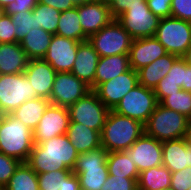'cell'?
Listing matches in <instances>:
<instances>
[{
  "instance_id": "obj_1",
  "label": "cell",
  "mask_w": 191,
  "mask_h": 190,
  "mask_svg": "<svg viewBox=\"0 0 191 190\" xmlns=\"http://www.w3.org/2000/svg\"><path fill=\"white\" fill-rule=\"evenodd\" d=\"M79 156L66 134L34 144L26 163L38 174L62 169L73 170Z\"/></svg>"
},
{
  "instance_id": "obj_2",
  "label": "cell",
  "mask_w": 191,
  "mask_h": 190,
  "mask_svg": "<svg viewBox=\"0 0 191 190\" xmlns=\"http://www.w3.org/2000/svg\"><path fill=\"white\" fill-rule=\"evenodd\" d=\"M144 132L140 121L110 110L100 133L101 146L107 152L126 151Z\"/></svg>"
},
{
  "instance_id": "obj_3",
  "label": "cell",
  "mask_w": 191,
  "mask_h": 190,
  "mask_svg": "<svg viewBox=\"0 0 191 190\" xmlns=\"http://www.w3.org/2000/svg\"><path fill=\"white\" fill-rule=\"evenodd\" d=\"M33 131L11 114L0 120V152L22 163L28 160L33 149Z\"/></svg>"
},
{
  "instance_id": "obj_4",
  "label": "cell",
  "mask_w": 191,
  "mask_h": 190,
  "mask_svg": "<svg viewBox=\"0 0 191 190\" xmlns=\"http://www.w3.org/2000/svg\"><path fill=\"white\" fill-rule=\"evenodd\" d=\"M107 155L102 146L79 154L72 172L77 175L81 190H101L109 176Z\"/></svg>"
},
{
  "instance_id": "obj_5",
  "label": "cell",
  "mask_w": 191,
  "mask_h": 190,
  "mask_svg": "<svg viewBox=\"0 0 191 190\" xmlns=\"http://www.w3.org/2000/svg\"><path fill=\"white\" fill-rule=\"evenodd\" d=\"M189 119L160 103L144 125L145 133L160 142L184 138Z\"/></svg>"
},
{
  "instance_id": "obj_6",
  "label": "cell",
  "mask_w": 191,
  "mask_h": 190,
  "mask_svg": "<svg viewBox=\"0 0 191 190\" xmlns=\"http://www.w3.org/2000/svg\"><path fill=\"white\" fill-rule=\"evenodd\" d=\"M38 97L24 73L0 74V114H10L27 100Z\"/></svg>"
},
{
  "instance_id": "obj_7",
  "label": "cell",
  "mask_w": 191,
  "mask_h": 190,
  "mask_svg": "<svg viewBox=\"0 0 191 190\" xmlns=\"http://www.w3.org/2000/svg\"><path fill=\"white\" fill-rule=\"evenodd\" d=\"M154 37L168 53L183 57L191 45V22L173 17L162 18Z\"/></svg>"
},
{
  "instance_id": "obj_8",
  "label": "cell",
  "mask_w": 191,
  "mask_h": 190,
  "mask_svg": "<svg viewBox=\"0 0 191 190\" xmlns=\"http://www.w3.org/2000/svg\"><path fill=\"white\" fill-rule=\"evenodd\" d=\"M100 57L129 54L133 42L131 35L113 19L105 27L88 38Z\"/></svg>"
},
{
  "instance_id": "obj_9",
  "label": "cell",
  "mask_w": 191,
  "mask_h": 190,
  "mask_svg": "<svg viewBox=\"0 0 191 190\" xmlns=\"http://www.w3.org/2000/svg\"><path fill=\"white\" fill-rule=\"evenodd\" d=\"M157 105L154 90L138 84L120 100L113 111L145 125Z\"/></svg>"
},
{
  "instance_id": "obj_10",
  "label": "cell",
  "mask_w": 191,
  "mask_h": 190,
  "mask_svg": "<svg viewBox=\"0 0 191 190\" xmlns=\"http://www.w3.org/2000/svg\"><path fill=\"white\" fill-rule=\"evenodd\" d=\"M70 122H77L101 133L110 111L92 90L68 107Z\"/></svg>"
},
{
  "instance_id": "obj_11",
  "label": "cell",
  "mask_w": 191,
  "mask_h": 190,
  "mask_svg": "<svg viewBox=\"0 0 191 190\" xmlns=\"http://www.w3.org/2000/svg\"><path fill=\"white\" fill-rule=\"evenodd\" d=\"M116 20L133 39L154 37L160 22V18L150 11L146 0L142 6L130 7Z\"/></svg>"
},
{
  "instance_id": "obj_12",
  "label": "cell",
  "mask_w": 191,
  "mask_h": 190,
  "mask_svg": "<svg viewBox=\"0 0 191 190\" xmlns=\"http://www.w3.org/2000/svg\"><path fill=\"white\" fill-rule=\"evenodd\" d=\"M90 86L71 72H58L55 75L49 101L52 105L69 107L91 92Z\"/></svg>"
},
{
  "instance_id": "obj_13",
  "label": "cell",
  "mask_w": 191,
  "mask_h": 190,
  "mask_svg": "<svg viewBox=\"0 0 191 190\" xmlns=\"http://www.w3.org/2000/svg\"><path fill=\"white\" fill-rule=\"evenodd\" d=\"M70 123L68 107L50 104L33 131L34 144L67 133Z\"/></svg>"
},
{
  "instance_id": "obj_14",
  "label": "cell",
  "mask_w": 191,
  "mask_h": 190,
  "mask_svg": "<svg viewBox=\"0 0 191 190\" xmlns=\"http://www.w3.org/2000/svg\"><path fill=\"white\" fill-rule=\"evenodd\" d=\"M124 152L133 159L139 173L162 165V142L145 132Z\"/></svg>"
},
{
  "instance_id": "obj_15",
  "label": "cell",
  "mask_w": 191,
  "mask_h": 190,
  "mask_svg": "<svg viewBox=\"0 0 191 190\" xmlns=\"http://www.w3.org/2000/svg\"><path fill=\"white\" fill-rule=\"evenodd\" d=\"M138 84L137 71L131 68L125 73L101 83L94 92L109 110H113L120 100Z\"/></svg>"
},
{
  "instance_id": "obj_16",
  "label": "cell",
  "mask_w": 191,
  "mask_h": 190,
  "mask_svg": "<svg viewBox=\"0 0 191 190\" xmlns=\"http://www.w3.org/2000/svg\"><path fill=\"white\" fill-rule=\"evenodd\" d=\"M80 43L54 34L43 60L48 62L57 73L71 72Z\"/></svg>"
},
{
  "instance_id": "obj_17",
  "label": "cell",
  "mask_w": 191,
  "mask_h": 190,
  "mask_svg": "<svg viewBox=\"0 0 191 190\" xmlns=\"http://www.w3.org/2000/svg\"><path fill=\"white\" fill-rule=\"evenodd\" d=\"M78 15L82 30L88 38L114 19L106 0H93L79 5Z\"/></svg>"
},
{
  "instance_id": "obj_18",
  "label": "cell",
  "mask_w": 191,
  "mask_h": 190,
  "mask_svg": "<svg viewBox=\"0 0 191 190\" xmlns=\"http://www.w3.org/2000/svg\"><path fill=\"white\" fill-rule=\"evenodd\" d=\"M166 54L165 47L155 37L133 39L129 51L130 67L137 71Z\"/></svg>"
},
{
  "instance_id": "obj_19",
  "label": "cell",
  "mask_w": 191,
  "mask_h": 190,
  "mask_svg": "<svg viewBox=\"0 0 191 190\" xmlns=\"http://www.w3.org/2000/svg\"><path fill=\"white\" fill-rule=\"evenodd\" d=\"M55 69L43 59H31L24 74L39 97L50 99L56 75Z\"/></svg>"
},
{
  "instance_id": "obj_20",
  "label": "cell",
  "mask_w": 191,
  "mask_h": 190,
  "mask_svg": "<svg viewBox=\"0 0 191 190\" xmlns=\"http://www.w3.org/2000/svg\"><path fill=\"white\" fill-rule=\"evenodd\" d=\"M99 59L100 56L88 40L81 42L78 45L75 62L73 64V69L71 70V73L90 86L93 91L94 77Z\"/></svg>"
},
{
  "instance_id": "obj_21",
  "label": "cell",
  "mask_w": 191,
  "mask_h": 190,
  "mask_svg": "<svg viewBox=\"0 0 191 190\" xmlns=\"http://www.w3.org/2000/svg\"><path fill=\"white\" fill-rule=\"evenodd\" d=\"M162 165L171 173L191 166V146L184 138L162 142Z\"/></svg>"
},
{
  "instance_id": "obj_22",
  "label": "cell",
  "mask_w": 191,
  "mask_h": 190,
  "mask_svg": "<svg viewBox=\"0 0 191 190\" xmlns=\"http://www.w3.org/2000/svg\"><path fill=\"white\" fill-rule=\"evenodd\" d=\"M29 60L19 42L0 44V74L24 73Z\"/></svg>"
},
{
  "instance_id": "obj_23",
  "label": "cell",
  "mask_w": 191,
  "mask_h": 190,
  "mask_svg": "<svg viewBox=\"0 0 191 190\" xmlns=\"http://www.w3.org/2000/svg\"><path fill=\"white\" fill-rule=\"evenodd\" d=\"M129 54L100 57L94 77V90L106 81L130 70Z\"/></svg>"
},
{
  "instance_id": "obj_24",
  "label": "cell",
  "mask_w": 191,
  "mask_h": 190,
  "mask_svg": "<svg viewBox=\"0 0 191 190\" xmlns=\"http://www.w3.org/2000/svg\"><path fill=\"white\" fill-rule=\"evenodd\" d=\"M177 58L178 56L168 53L137 70L139 84L154 90L159 81L167 75Z\"/></svg>"
},
{
  "instance_id": "obj_25",
  "label": "cell",
  "mask_w": 191,
  "mask_h": 190,
  "mask_svg": "<svg viewBox=\"0 0 191 190\" xmlns=\"http://www.w3.org/2000/svg\"><path fill=\"white\" fill-rule=\"evenodd\" d=\"M66 135L79 154L101 146L100 132L77 122H70Z\"/></svg>"
},
{
  "instance_id": "obj_26",
  "label": "cell",
  "mask_w": 191,
  "mask_h": 190,
  "mask_svg": "<svg viewBox=\"0 0 191 190\" xmlns=\"http://www.w3.org/2000/svg\"><path fill=\"white\" fill-rule=\"evenodd\" d=\"M53 34L42 28H32L19 42L28 58L43 59L49 48Z\"/></svg>"
},
{
  "instance_id": "obj_27",
  "label": "cell",
  "mask_w": 191,
  "mask_h": 190,
  "mask_svg": "<svg viewBox=\"0 0 191 190\" xmlns=\"http://www.w3.org/2000/svg\"><path fill=\"white\" fill-rule=\"evenodd\" d=\"M50 104L49 99L38 97L27 100L10 114L34 131Z\"/></svg>"
},
{
  "instance_id": "obj_28",
  "label": "cell",
  "mask_w": 191,
  "mask_h": 190,
  "mask_svg": "<svg viewBox=\"0 0 191 190\" xmlns=\"http://www.w3.org/2000/svg\"><path fill=\"white\" fill-rule=\"evenodd\" d=\"M170 186L171 172L163 165L140 172L137 179L138 190H161Z\"/></svg>"
},
{
  "instance_id": "obj_29",
  "label": "cell",
  "mask_w": 191,
  "mask_h": 190,
  "mask_svg": "<svg viewBox=\"0 0 191 190\" xmlns=\"http://www.w3.org/2000/svg\"><path fill=\"white\" fill-rule=\"evenodd\" d=\"M56 35L70 38L79 42L88 40L80 25L78 6L61 12Z\"/></svg>"
},
{
  "instance_id": "obj_30",
  "label": "cell",
  "mask_w": 191,
  "mask_h": 190,
  "mask_svg": "<svg viewBox=\"0 0 191 190\" xmlns=\"http://www.w3.org/2000/svg\"><path fill=\"white\" fill-rule=\"evenodd\" d=\"M108 174L113 176L138 178L139 171L133 159L124 152H108L107 155Z\"/></svg>"
},
{
  "instance_id": "obj_31",
  "label": "cell",
  "mask_w": 191,
  "mask_h": 190,
  "mask_svg": "<svg viewBox=\"0 0 191 190\" xmlns=\"http://www.w3.org/2000/svg\"><path fill=\"white\" fill-rule=\"evenodd\" d=\"M4 188L5 190H39L38 175L26 162L21 163Z\"/></svg>"
},
{
  "instance_id": "obj_32",
  "label": "cell",
  "mask_w": 191,
  "mask_h": 190,
  "mask_svg": "<svg viewBox=\"0 0 191 190\" xmlns=\"http://www.w3.org/2000/svg\"><path fill=\"white\" fill-rule=\"evenodd\" d=\"M32 13L35 16L36 29L42 28L53 35L56 34L61 15L60 11L49 5L38 2L33 8Z\"/></svg>"
},
{
  "instance_id": "obj_33",
  "label": "cell",
  "mask_w": 191,
  "mask_h": 190,
  "mask_svg": "<svg viewBox=\"0 0 191 190\" xmlns=\"http://www.w3.org/2000/svg\"><path fill=\"white\" fill-rule=\"evenodd\" d=\"M160 104L168 109L191 116V93L180 89L177 93L166 96Z\"/></svg>"
},
{
  "instance_id": "obj_34",
  "label": "cell",
  "mask_w": 191,
  "mask_h": 190,
  "mask_svg": "<svg viewBox=\"0 0 191 190\" xmlns=\"http://www.w3.org/2000/svg\"><path fill=\"white\" fill-rule=\"evenodd\" d=\"M69 169L38 173L39 190H63L64 178L70 173Z\"/></svg>"
},
{
  "instance_id": "obj_35",
  "label": "cell",
  "mask_w": 191,
  "mask_h": 190,
  "mask_svg": "<svg viewBox=\"0 0 191 190\" xmlns=\"http://www.w3.org/2000/svg\"><path fill=\"white\" fill-rule=\"evenodd\" d=\"M10 16L15 28L16 42H20L32 28L36 27L35 16L32 11L17 12Z\"/></svg>"
},
{
  "instance_id": "obj_36",
  "label": "cell",
  "mask_w": 191,
  "mask_h": 190,
  "mask_svg": "<svg viewBox=\"0 0 191 190\" xmlns=\"http://www.w3.org/2000/svg\"><path fill=\"white\" fill-rule=\"evenodd\" d=\"M22 162L0 152V186L5 187Z\"/></svg>"
},
{
  "instance_id": "obj_37",
  "label": "cell",
  "mask_w": 191,
  "mask_h": 190,
  "mask_svg": "<svg viewBox=\"0 0 191 190\" xmlns=\"http://www.w3.org/2000/svg\"><path fill=\"white\" fill-rule=\"evenodd\" d=\"M137 179L109 175L101 190H138Z\"/></svg>"
},
{
  "instance_id": "obj_38",
  "label": "cell",
  "mask_w": 191,
  "mask_h": 190,
  "mask_svg": "<svg viewBox=\"0 0 191 190\" xmlns=\"http://www.w3.org/2000/svg\"><path fill=\"white\" fill-rule=\"evenodd\" d=\"M185 77V60L183 57H178L167 75L159 82H172L178 84L181 88Z\"/></svg>"
},
{
  "instance_id": "obj_39",
  "label": "cell",
  "mask_w": 191,
  "mask_h": 190,
  "mask_svg": "<svg viewBox=\"0 0 191 190\" xmlns=\"http://www.w3.org/2000/svg\"><path fill=\"white\" fill-rule=\"evenodd\" d=\"M170 187L173 190H188L191 187V166L171 173Z\"/></svg>"
},
{
  "instance_id": "obj_40",
  "label": "cell",
  "mask_w": 191,
  "mask_h": 190,
  "mask_svg": "<svg viewBox=\"0 0 191 190\" xmlns=\"http://www.w3.org/2000/svg\"><path fill=\"white\" fill-rule=\"evenodd\" d=\"M171 17L191 22V0H171Z\"/></svg>"
},
{
  "instance_id": "obj_41",
  "label": "cell",
  "mask_w": 191,
  "mask_h": 190,
  "mask_svg": "<svg viewBox=\"0 0 191 190\" xmlns=\"http://www.w3.org/2000/svg\"><path fill=\"white\" fill-rule=\"evenodd\" d=\"M15 42L16 34L12 23V18L10 15L4 13V15L0 18V44Z\"/></svg>"
},
{
  "instance_id": "obj_42",
  "label": "cell",
  "mask_w": 191,
  "mask_h": 190,
  "mask_svg": "<svg viewBox=\"0 0 191 190\" xmlns=\"http://www.w3.org/2000/svg\"><path fill=\"white\" fill-rule=\"evenodd\" d=\"M114 19L123 14L130 7L142 6L145 0H106Z\"/></svg>"
},
{
  "instance_id": "obj_43",
  "label": "cell",
  "mask_w": 191,
  "mask_h": 190,
  "mask_svg": "<svg viewBox=\"0 0 191 190\" xmlns=\"http://www.w3.org/2000/svg\"><path fill=\"white\" fill-rule=\"evenodd\" d=\"M150 11L162 19L171 17V0H146Z\"/></svg>"
},
{
  "instance_id": "obj_44",
  "label": "cell",
  "mask_w": 191,
  "mask_h": 190,
  "mask_svg": "<svg viewBox=\"0 0 191 190\" xmlns=\"http://www.w3.org/2000/svg\"><path fill=\"white\" fill-rule=\"evenodd\" d=\"M37 3L38 0H15L4 8L5 14L11 15L17 12L32 11Z\"/></svg>"
},
{
  "instance_id": "obj_45",
  "label": "cell",
  "mask_w": 191,
  "mask_h": 190,
  "mask_svg": "<svg viewBox=\"0 0 191 190\" xmlns=\"http://www.w3.org/2000/svg\"><path fill=\"white\" fill-rule=\"evenodd\" d=\"M181 87L172 82H159L154 89L158 103H160L166 96L177 93Z\"/></svg>"
},
{
  "instance_id": "obj_46",
  "label": "cell",
  "mask_w": 191,
  "mask_h": 190,
  "mask_svg": "<svg viewBox=\"0 0 191 190\" xmlns=\"http://www.w3.org/2000/svg\"><path fill=\"white\" fill-rule=\"evenodd\" d=\"M38 2L45 5H49L50 7H53L60 12L70 10L76 7L72 3V0H38Z\"/></svg>"
},
{
  "instance_id": "obj_47",
  "label": "cell",
  "mask_w": 191,
  "mask_h": 190,
  "mask_svg": "<svg viewBox=\"0 0 191 190\" xmlns=\"http://www.w3.org/2000/svg\"><path fill=\"white\" fill-rule=\"evenodd\" d=\"M63 190H81L79 179L74 172H70L64 178V187Z\"/></svg>"
},
{
  "instance_id": "obj_48",
  "label": "cell",
  "mask_w": 191,
  "mask_h": 190,
  "mask_svg": "<svg viewBox=\"0 0 191 190\" xmlns=\"http://www.w3.org/2000/svg\"><path fill=\"white\" fill-rule=\"evenodd\" d=\"M181 89L191 93V66L188 65L186 61H185V77Z\"/></svg>"
},
{
  "instance_id": "obj_49",
  "label": "cell",
  "mask_w": 191,
  "mask_h": 190,
  "mask_svg": "<svg viewBox=\"0 0 191 190\" xmlns=\"http://www.w3.org/2000/svg\"><path fill=\"white\" fill-rule=\"evenodd\" d=\"M184 139L186 144L191 146V122H188Z\"/></svg>"
},
{
  "instance_id": "obj_50",
  "label": "cell",
  "mask_w": 191,
  "mask_h": 190,
  "mask_svg": "<svg viewBox=\"0 0 191 190\" xmlns=\"http://www.w3.org/2000/svg\"><path fill=\"white\" fill-rule=\"evenodd\" d=\"M183 58H184V60L186 61V63L191 66V45H190V47L187 49V52L185 53V55L183 56Z\"/></svg>"
},
{
  "instance_id": "obj_51",
  "label": "cell",
  "mask_w": 191,
  "mask_h": 190,
  "mask_svg": "<svg viewBox=\"0 0 191 190\" xmlns=\"http://www.w3.org/2000/svg\"><path fill=\"white\" fill-rule=\"evenodd\" d=\"M93 0H72V3L75 5V6H79V5H84L88 2H91Z\"/></svg>"
},
{
  "instance_id": "obj_52",
  "label": "cell",
  "mask_w": 191,
  "mask_h": 190,
  "mask_svg": "<svg viewBox=\"0 0 191 190\" xmlns=\"http://www.w3.org/2000/svg\"><path fill=\"white\" fill-rule=\"evenodd\" d=\"M15 0H0V6L5 8L8 4L12 3Z\"/></svg>"
},
{
  "instance_id": "obj_53",
  "label": "cell",
  "mask_w": 191,
  "mask_h": 190,
  "mask_svg": "<svg viewBox=\"0 0 191 190\" xmlns=\"http://www.w3.org/2000/svg\"><path fill=\"white\" fill-rule=\"evenodd\" d=\"M5 10L3 7L0 6V18L4 15Z\"/></svg>"
},
{
  "instance_id": "obj_54",
  "label": "cell",
  "mask_w": 191,
  "mask_h": 190,
  "mask_svg": "<svg viewBox=\"0 0 191 190\" xmlns=\"http://www.w3.org/2000/svg\"><path fill=\"white\" fill-rule=\"evenodd\" d=\"M161 190H173L171 187L166 188V189H161Z\"/></svg>"
},
{
  "instance_id": "obj_55",
  "label": "cell",
  "mask_w": 191,
  "mask_h": 190,
  "mask_svg": "<svg viewBox=\"0 0 191 190\" xmlns=\"http://www.w3.org/2000/svg\"><path fill=\"white\" fill-rule=\"evenodd\" d=\"M0 190H5V188H4V187H2V186H0Z\"/></svg>"
}]
</instances>
